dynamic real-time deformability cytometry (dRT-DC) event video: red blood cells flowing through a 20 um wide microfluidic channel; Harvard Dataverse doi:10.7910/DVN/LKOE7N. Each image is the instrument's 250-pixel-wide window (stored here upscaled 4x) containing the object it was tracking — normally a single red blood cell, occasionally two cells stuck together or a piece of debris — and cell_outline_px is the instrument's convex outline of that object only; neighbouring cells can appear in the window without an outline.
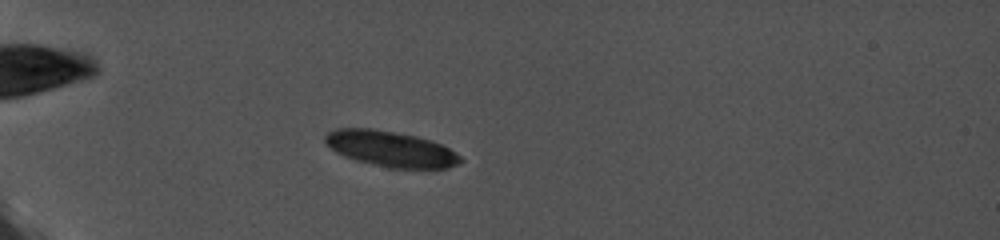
{"species": "common noctule bat (a hibernating species)", "species_latin": "Nyctalus noctula", "temperature_condition": "cold", "stored_images_in_passage": 5, "camera_frame_rate_fps": 5000, "um_per_image_px": 0.085, "animal": {"sex": "female", "body_mass_g": 19.0, "forearm_length_mm": 56.7}, "frame": {"image": 1, "passage_image": 4, "time_ms": 0.6, "image_size_px": [1000, 240], "cell_outline_px": [[464, 160], [460, 164], [448, 168], [388, 168], [356, 160], [344, 156], [336, 152], [324, 140], [324, 136], [328, 132], [340, 128], [368, 128], [392, 132], [412, 136], [428, 140], [440, 144], [448, 148], [460, 156]], "centroid_in_image_um": [33.21, 12.67], "position_along_channel_um": 51.8, "area_um2": 27.69}}